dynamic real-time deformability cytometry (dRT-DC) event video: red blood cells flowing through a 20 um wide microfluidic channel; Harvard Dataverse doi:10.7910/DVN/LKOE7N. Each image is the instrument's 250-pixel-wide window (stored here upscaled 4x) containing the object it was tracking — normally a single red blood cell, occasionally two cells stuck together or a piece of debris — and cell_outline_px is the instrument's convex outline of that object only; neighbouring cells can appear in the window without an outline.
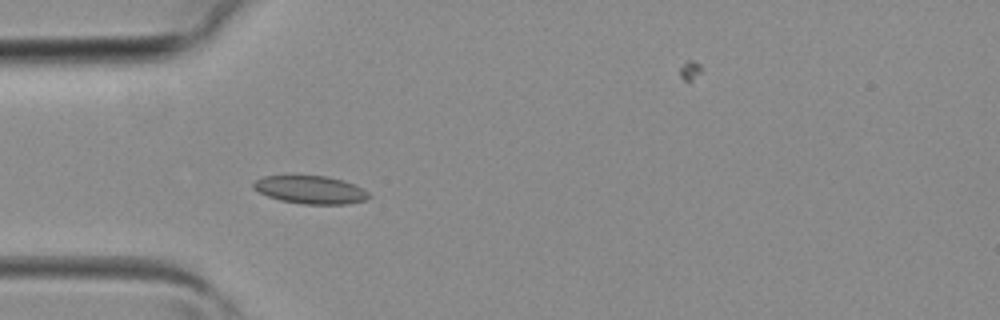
{"species": "common noctule bat (a hibernating species)", "species_latin": "Nyctalus noctula", "temperature_condition": "room temperature", "stored_images_in_passage": 4, "camera_frame_rate_fps": 3000, "um_per_image_px": 0.085, "animal": {"sex": "female", "body_mass_g": 19.3, "forearm_length_mm": 54.1}, "frame": {"image": 1, "passage_image": 4, "time_ms": 1.0, "image_size_px": [1000, 320], "cell_outline_px": [[372, 196], [368, 200], [348, 204], [304, 204], [280, 200], [268, 196], [252, 188], [252, 184], [256, 180], [264, 176], [328, 176], [344, 180], [368, 192]], "centroid_in_image_um": [26.42, 16.14], "position_along_channel_um": 58.6, "area_um2": 18.79}}